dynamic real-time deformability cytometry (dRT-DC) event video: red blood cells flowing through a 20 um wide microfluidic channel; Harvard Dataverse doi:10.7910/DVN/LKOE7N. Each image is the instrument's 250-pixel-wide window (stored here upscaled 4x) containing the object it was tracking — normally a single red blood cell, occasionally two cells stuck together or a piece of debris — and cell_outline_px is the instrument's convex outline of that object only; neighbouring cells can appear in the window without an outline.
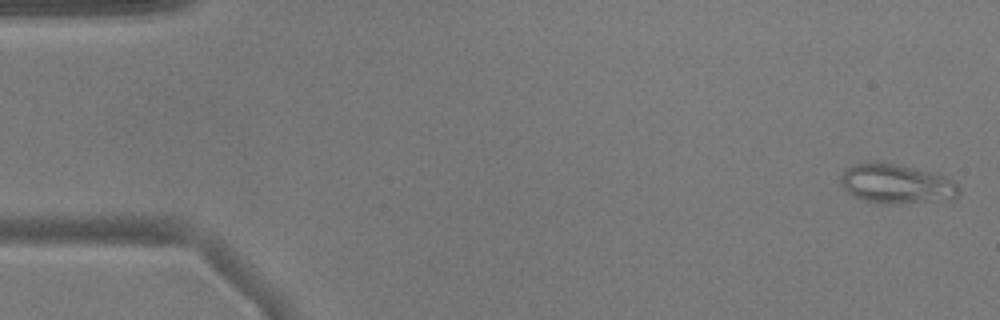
{"species": "common noctule bat (a hibernating species)", "species_latin": "Nyctalus noctula", "temperature_condition": "warm", "stored_images_in_passage": 53, "camera_frame_rate_fps": 3000, "um_per_image_px": 0.085, "animal": {"sex": "male", "body_mass_g": 17.9}, "frame": {"image": 1, "passage_image": 2, "time_ms": 0.333, "image_size_px": [1000, 320], "cell_outline_px": [[960, 196], [952, 200], [896, 204], [884, 204], [864, 200], [848, 192], [840, 184], [840, 176], [852, 164], [864, 160], [876, 160], [936, 172], [952, 180], [960, 188]], "centroid_in_image_um": [76.22, 15.61], "position_along_channel_um": 8.8, "area_um2": 27.98}}
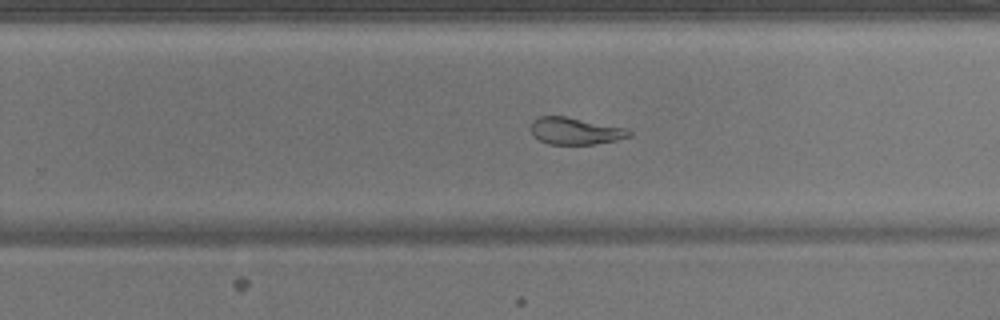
{"frame": {"image": 2, "passage_image": 33, "time_ms": 10.667, "image_size_px": [1000, 320], "cell_outline_px": [[632, 136], [616, 140], [592, 144], [548, 144], [540, 140], [532, 132], [532, 120], [540, 116], [564, 116], [624, 128], [632, 132]], "centroid_in_image_um": [48.9, 11.14], "position_along_channel_um": 280.9, "area_um2": 15.09}}
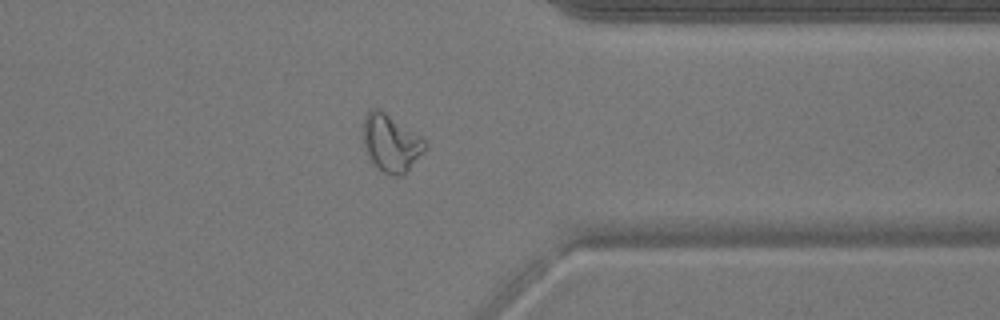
{"frame": {"image": 3, "passage_image": 41, "time_ms": 13.333, "image_size_px": [1000, 320], "cell_outline_px": [[428, 148], [400, 176], [392, 176], [384, 172], [372, 164], [364, 152], [364, 116], [368, 108], [380, 108], [424, 140], [428, 144]], "centroid_in_image_um": [33.19, 12.15], "position_along_channel_um": 378.2, "area_um2": 20.58}, "authors_computed_cell_mechanics": {"area_um2": 20.9236, "velocity_mm_per_s": 3.9119, "shape_relaxation_time_tau1_ms": null, "shape_relaxation_time_tau2_ms": 3.3344, "deformation_change_tau1": null, "deformation_change_tau2": 0.0774}}